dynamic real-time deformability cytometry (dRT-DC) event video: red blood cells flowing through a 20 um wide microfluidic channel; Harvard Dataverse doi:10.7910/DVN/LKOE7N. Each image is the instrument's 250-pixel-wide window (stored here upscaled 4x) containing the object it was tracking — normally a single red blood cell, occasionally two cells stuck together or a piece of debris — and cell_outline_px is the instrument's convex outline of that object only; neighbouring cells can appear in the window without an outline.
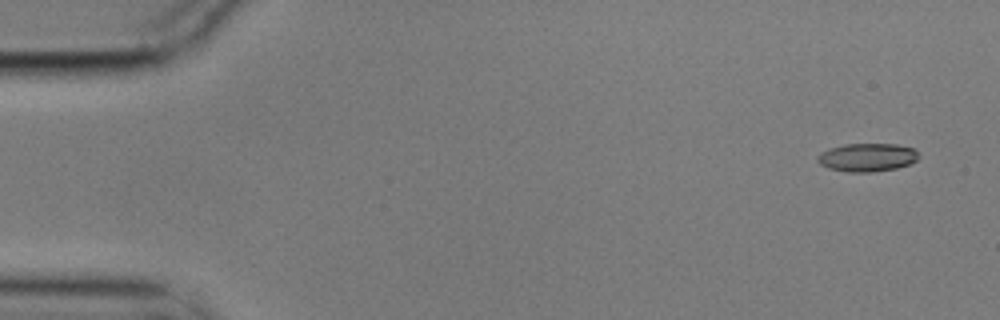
{"species": "common noctule bat (a hibernating species)", "species_latin": "Nyctalus noctula", "temperature_condition": "cold", "stored_images_in_passage": 5, "camera_frame_rate_fps": 3000, "um_per_image_px": 0.085, "animal": {"sex": "male", "body_mass_g": 17.9}, "frame": {"image": 1, "passage_image": 1, "time_ms": 0.0, "image_size_px": [1000, 320], "cell_outline_px": [[920, 156], [916, 160], [908, 164], [896, 168], [872, 172], [848, 172], [828, 168], [820, 164], [816, 160], [816, 156], [820, 152], [828, 148], [844, 144], [896, 144], [912, 148]], "centroid_in_image_um": [73.65, 13.37], "position_along_channel_um": 11.3, "area_um2": 16.7}}
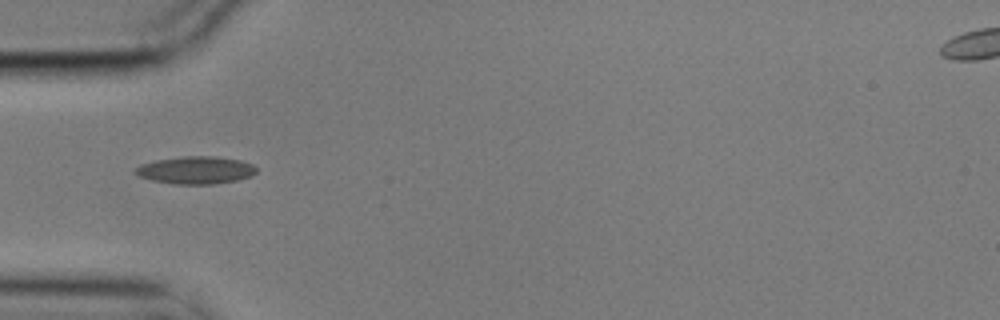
{"frame": {"image": 2, "passage_image": 5, "time_ms": 1.333, "image_size_px": [1000, 320], "cell_outline_px": [[256, 172], [252, 176], [236, 180], [212, 184], [172, 184], [152, 180], [136, 176], [136, 168], [140, 164], [156, 160], [184, 156], [216, 156], [240, 160], [252, 164], [256, 168]], "centroid_in_image_um": [16.63, 14.46], "position_along_channel_um": 68.4, "area_um2": 19.42}}